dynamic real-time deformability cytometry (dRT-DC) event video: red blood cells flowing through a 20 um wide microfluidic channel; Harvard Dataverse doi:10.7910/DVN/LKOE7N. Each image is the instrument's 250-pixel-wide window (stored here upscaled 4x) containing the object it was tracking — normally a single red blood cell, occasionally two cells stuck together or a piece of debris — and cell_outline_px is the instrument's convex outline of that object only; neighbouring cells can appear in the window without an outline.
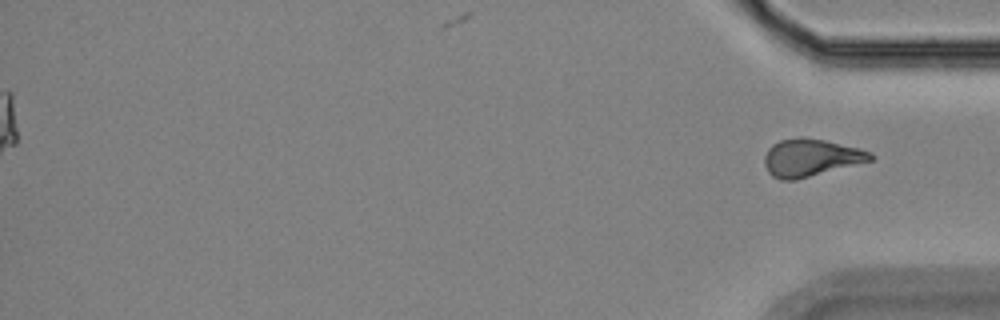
{"species": "Egyptian fruit bat (a non-hibernating species)", "species_latin": "Rousettus aegyptiacus", "temperature_condition": "room temperature", "stored_images_in_passage": 55, "segment_of_instrument_passage": [2, 2], "camera_frame_rate_fps": 3000, "um_per_image_px": 0.085, "animal": {"sex": "female"}, "frame": {"image": 1, "passage_image": 55, "time_ms": 18.0, "image_size_px": [1000, 320], "cell_outline_px": [[876, 156], [872, 160], [796, 180], [780, 180], [772, 176], [768, 172], [764, 164], [764, 156], [768, 148], [772, 144], [780, 140], [800, 136], [804, 136], [824, 140], [860, 148], [872, 152]], "centroid_in_image_um": [68.9, 13.39], "position_along_channel_um": 366.3, "area_um2": 23.35}}